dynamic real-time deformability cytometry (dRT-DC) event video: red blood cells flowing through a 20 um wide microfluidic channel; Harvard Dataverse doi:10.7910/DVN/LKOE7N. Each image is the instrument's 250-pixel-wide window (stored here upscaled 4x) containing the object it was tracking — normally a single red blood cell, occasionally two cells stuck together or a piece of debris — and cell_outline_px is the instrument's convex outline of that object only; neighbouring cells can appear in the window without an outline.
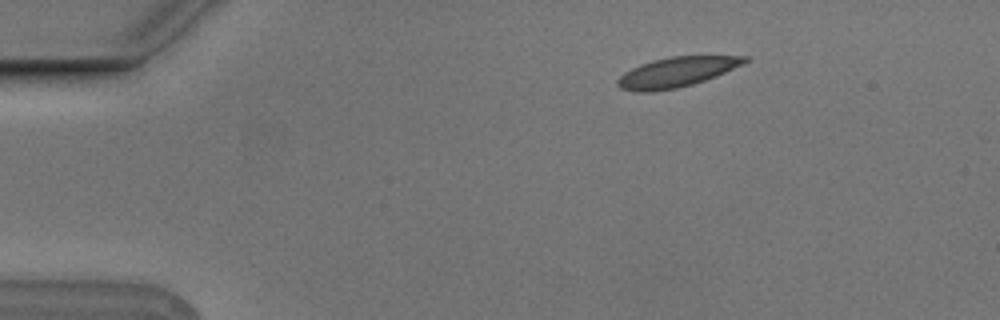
{"species": "Egyptian fruit bat (a non-hibernating species)", "species_latin": "Rousettus aegyptiacus", "temperature_condition": "cold", "stored_images_in_passage": 47, "camera_frame_rate_fps": 3000, "um_per_image_px": 0.085, "animal": {"sex": "male"}, "frame": {"image": 1, "passage_image": 1, "time_ms": 0.0, "image_size_px": [1000, 320], "cell_outline_px": [[748, 60], [716, 76], [692, 84], [676, 88], [652, 92], [636, 92], [620, 88], [616, 84], [616, 80], [624, 72], [640, 64], [652, 60], [668, 56], [748, 56]], "centroid_in_image_um": [57.42, 6.13], "position_along_channel_um": 27.6, "area_um2": 21.96}}
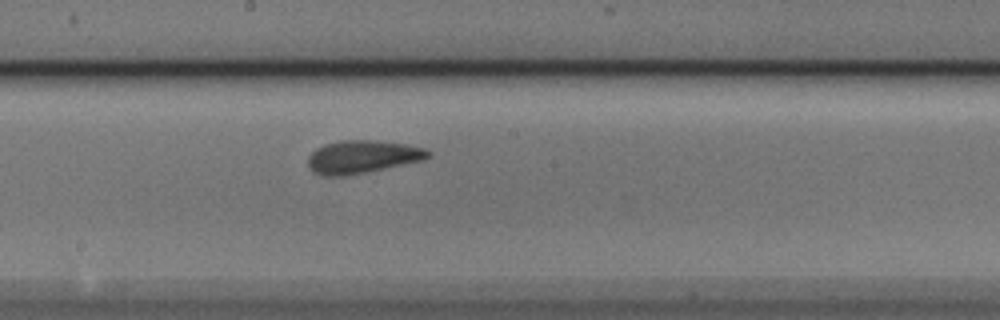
{"frame": {"image": 2, "passage_image": 22, "time_ms": 7.0, "image_size_px": [1000, 320], "cell_outline_px": [[432, 156], [424, 160], [344, 176], [324, 176], [312, 172], [308, 168], [308, 156], [316, 148], [324, 144], [340, 140], [376, 140], [404, 144], [424, 148], [432, 152]], "centroid_in_image_um": [30.78, 13.32], "position_along_channel_um": 217.4, "area_um2": 23.12}}
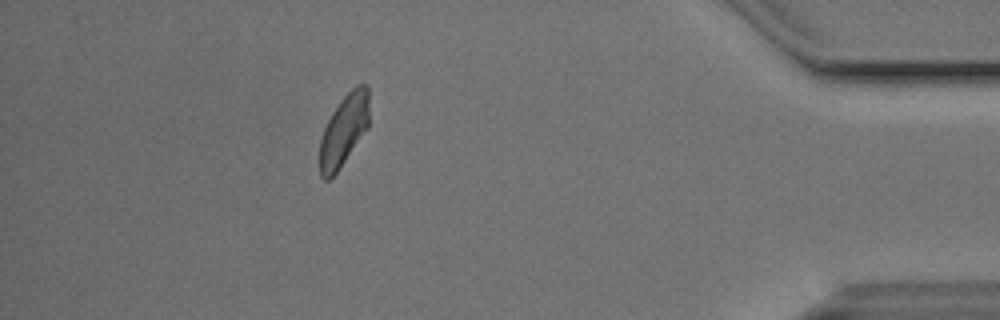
{"frame": {"image": 3, "passage_image": 41, "time_ms": 13.333, "image_size_px": [1000, 320], "cell_outline_px": [[368, 128], [340, 168], [328, 180], [324, 180], [320, 176], [320, 140], [324, 128], [332, 112], [340, 100], [356, 84], [368, 84]], "centroid_in_image_um": [29.23, 11.06], "position_along_channel_um": 406.0, "area_um2": 20.52}, "authors_computed_cell_mechanics": {"area_um2": 22.0218, "velocity_mm_per_s": 3.7356, "shape_relaxation_time_tau1_ms": 3.4951, "shape_relaxation_time_tau2_ms": 1.5163, "deformation_change_tau1": 0.1002, "deformation_change_tau2": 0.044}}